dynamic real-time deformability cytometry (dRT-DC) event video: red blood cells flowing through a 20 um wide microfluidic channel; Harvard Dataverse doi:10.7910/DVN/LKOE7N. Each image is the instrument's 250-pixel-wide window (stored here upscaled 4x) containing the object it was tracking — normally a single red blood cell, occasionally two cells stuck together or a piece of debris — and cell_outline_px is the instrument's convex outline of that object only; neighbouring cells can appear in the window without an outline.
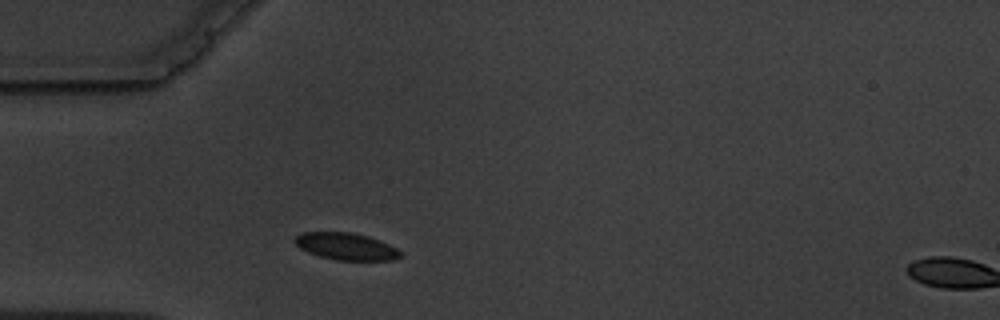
{"species": "common noctule bat (a hibernating species)", "species_latin": "Nyctalus noctula", "temperature_condition": "warm", "stored_images_in_passage": 3, "segment_of_instrument_passage": [1, 2], "camera_frame_rate_fps": 3000, "um_per_image_px": 0.085, "animal": {"sex": "male", "body_mass_g": 19.5, "forearm_length_mm": 54.6}, "frame": {"image": 1, "passage_image": 2, "time_ms": 1.0, "image_size_px": [1000, 320], "cell_outline_px": [[404, 256], [396, 260], [336, 260], [320, 256], [308, 252], [300, 248], [292, 240], [300, 232], [352, 232], [368, 236], [380, 240], [396, 248]], "centroid_in_image_um": [29.42, 20.94], "position_along_channel_um": 55.6, "area_um2": 16.76}}